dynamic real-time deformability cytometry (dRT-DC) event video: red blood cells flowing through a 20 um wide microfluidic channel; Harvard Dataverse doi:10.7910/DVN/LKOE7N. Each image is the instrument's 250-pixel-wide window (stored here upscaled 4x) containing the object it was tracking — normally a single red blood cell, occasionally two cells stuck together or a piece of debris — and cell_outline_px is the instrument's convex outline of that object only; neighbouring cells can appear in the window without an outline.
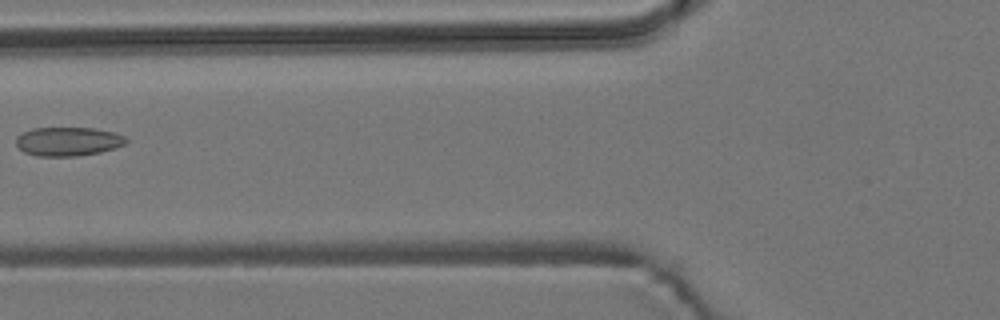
{"species": "common noctule bat (a hibernating species)", "species_latin": "Nyctalus noctula", "temperature_condition": "room temperature", "stored_images_in_passage": 4, "camera_frame_rate_fps": 3000, "um_per_image_px": 0.085, "animal": {"sex": "male", "body_mass_g": 19.2, "forearm_length_mm": 51.8}, "frame": {"image": 1, "passage_image": 3, "time_ms": 2.667, "image_size_px": [1000, 320], "cell_outline_px": [[128, 140], [124, 144], [116, 148], [100, 152], [76, 156], [36, 156], [24, 152], [16, 144], [16, 136], [32, 128], [96, 128], [112, 132], [124, 136]], "centroid_in_image_um": [5.78, 12.02], "position_along_channel_um": 120.0, "area_um2": 18.5}}
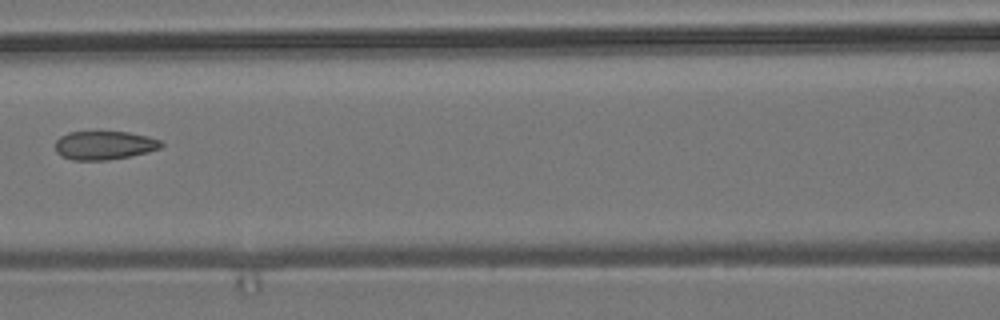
{"frame": {"image": 2, "passage_image": 4, "time_ms": 3.667, "image_size_px": [1000, 320], "cell_outline_px": [[164, 144], [160, 148], [148, 152], [132, 156], [108, 160], [72, 160], [60, 156], [56, 152], [56, 140], [60, 136], [68, 132], [128, 132], [148, 136], [160, 140]], "centroid_in_image_um": [8.86, 12.36], "position_along_channel_um": 157.7, "area_um2": 17.8}}